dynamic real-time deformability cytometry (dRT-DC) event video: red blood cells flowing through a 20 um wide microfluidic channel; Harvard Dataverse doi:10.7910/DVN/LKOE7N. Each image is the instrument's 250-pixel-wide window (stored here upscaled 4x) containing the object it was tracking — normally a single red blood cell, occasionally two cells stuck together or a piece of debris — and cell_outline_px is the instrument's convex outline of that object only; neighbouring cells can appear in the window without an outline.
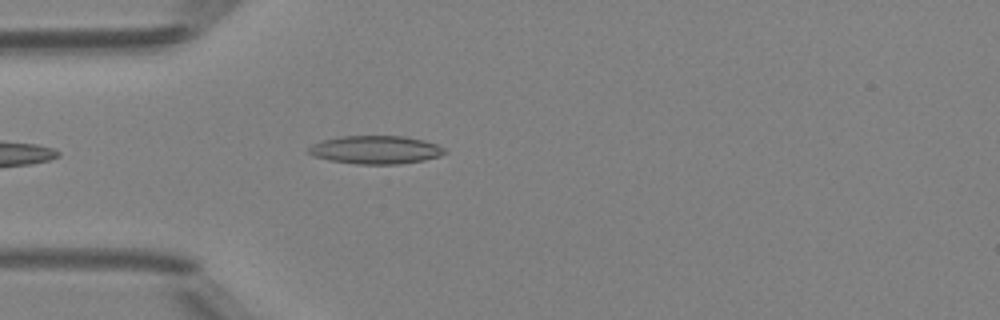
{"species": "Egyptian fruit bat (a non-hibernating species)", "species_latin": "Rousettus aegyptiacus", "temperature_condition": "room temperature", "stored_images_in_passage": 36, "camera_frame_rate_fps": 3000, "um_per_image_px": 0.085, "animal": {"sex": "female"}, "frame": {"image": 1, "passage_image": 4, "time_ms": 1.0, "image_size_px": [1000, 320], "cell_outline_px": [[448, 152], [440, 156], [424, 160], [400, 164], [356, 164], [328, 160], [312, 156], [308, 152], [308, 148], [312, 144], [324, 140], [340, 136], [404, 136], [424, 140], [436, 144], [444, 148]], "centroid_in_image_um": [31.93, 12.74], "position_along_channel_um": 53.1, "area_um2": 22.48}}
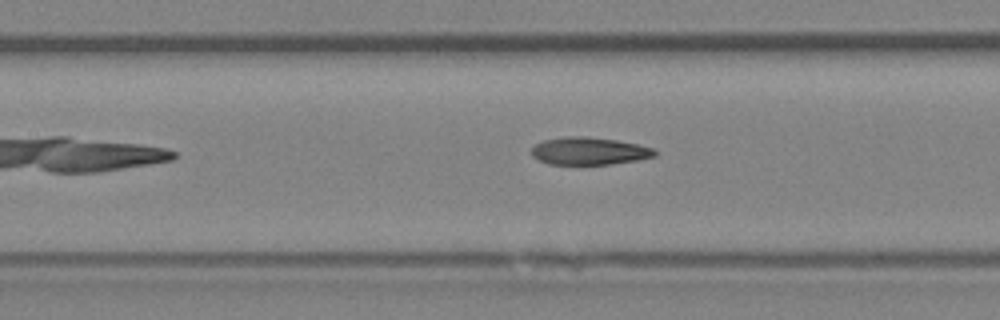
{"frame": {"image": 2, "passage_image": 12, "time_ms": 3.667, "image_size_px": [1000, 320], "cell_outline_px": [[656, 156], [636, 160], [612, 164], [548, 164], [532, 156], [532, 148], [536, 144], [544, 140], [564, 136], [584, 136], [616, 140], [656, 148]], "centroid_in_image_um": [50.09, 12.83], "position_along_channel_um": 157.3, "area_um2": 19.71}}
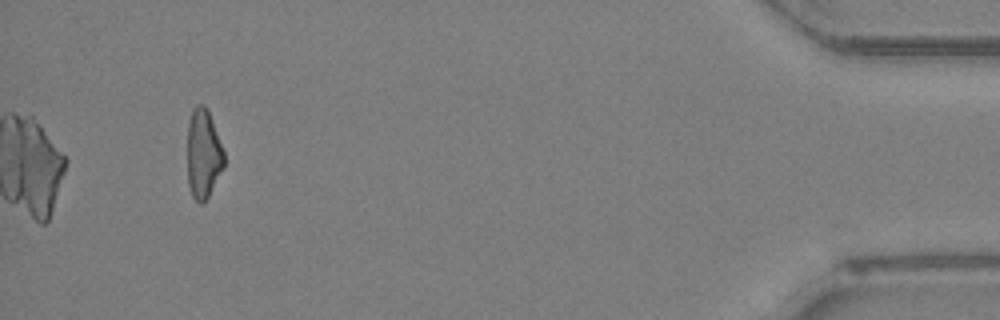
{"frame": {"image": 3, "passage_image": 36, "time_ms": 11.667, "image_size_px": [1000, 320], "cell_outline_px": [[224, 164], [208, 196], [200, 204], [192, 196], [188, 184], [188, 124], [192, 108], [196, 104], [204, 104], [208, 108], [224, 152]], "centroid_in_image_um": [17.27, 13.01], "position_along_channel_um": 417.9, "area_um2": 18.9}, "authors_computed_cell_mechanics": {"area_um2": 20.4323, "velocity_mm_per_s": 4.2003, "shape_relaxation_time_tau1_ms": null, "shape_relaxation_time_tau2_ms": 4.0448, "deformation_change_tau1": null, "deformation_change_tau2": 0.1348}}